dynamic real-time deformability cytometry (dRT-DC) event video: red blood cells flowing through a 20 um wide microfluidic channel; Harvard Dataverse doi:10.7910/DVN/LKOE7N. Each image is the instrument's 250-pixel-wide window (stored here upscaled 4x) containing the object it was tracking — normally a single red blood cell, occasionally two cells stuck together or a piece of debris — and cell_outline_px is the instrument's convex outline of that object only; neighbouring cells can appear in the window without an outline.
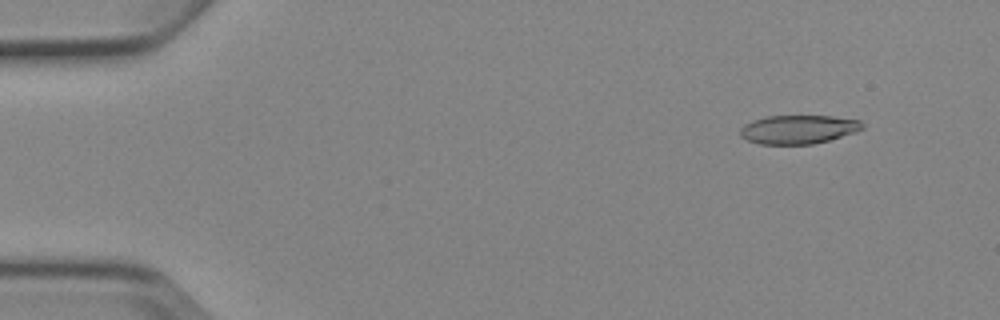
{"species": "Egyptian fruit bat (a non-hibernating species)", "species_latin": "Rousettus aegyptiacus", "temperature_condition": "cold", "stored_images_in_passage": 5, "camera_frame_rate_fps": 3000, "um_per_image_px": 0.085, "animal": {"sex": "female"}, "frame": {"image": 1, "passage_image": 2, "time_ms": 1.333, "image_size_px": [1000, 320], "cell_outline_px": [[864, 128], [856, 132], [828, 140], [812, 144], [760, 144], [748, 140], [740, 136], [740, 128], [744, 124], [752, 120], [764, 116], [832, 116], [860, 120], [864, 124]], "centroid_in_image_um": [67.85, 10.99], "position_along_channel_um": 17.2, "area_um2": 20.52}}
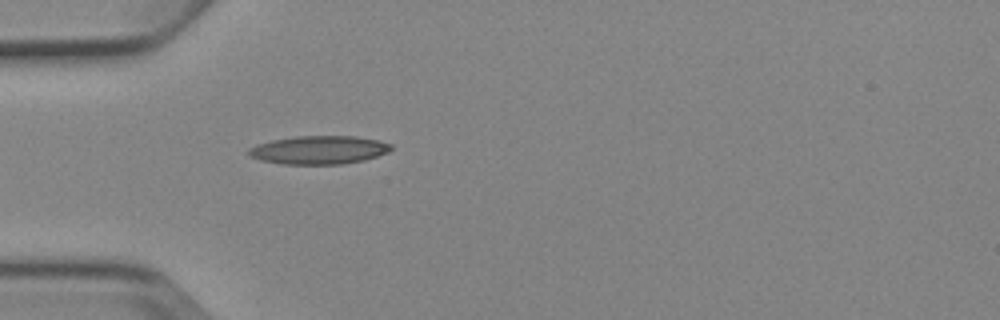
{"frame": {"image": 2, "passage_image": 5, "time_ms": 5.0, "image_size_px": [1000, 320], "cell_outline_px": [[392, 148], [388, 152], [364, 160], [340, 164], [284, 164], [260, 160], [248, 156], [248, 148], [256, 144], [272, 140], [296, 136], [356, 136], [380, 140], [392, 144]], "centroid_in_image_um": [27.1, 12.74], "position_along_channel_um": 57.9, "area_um2": 23.64}}